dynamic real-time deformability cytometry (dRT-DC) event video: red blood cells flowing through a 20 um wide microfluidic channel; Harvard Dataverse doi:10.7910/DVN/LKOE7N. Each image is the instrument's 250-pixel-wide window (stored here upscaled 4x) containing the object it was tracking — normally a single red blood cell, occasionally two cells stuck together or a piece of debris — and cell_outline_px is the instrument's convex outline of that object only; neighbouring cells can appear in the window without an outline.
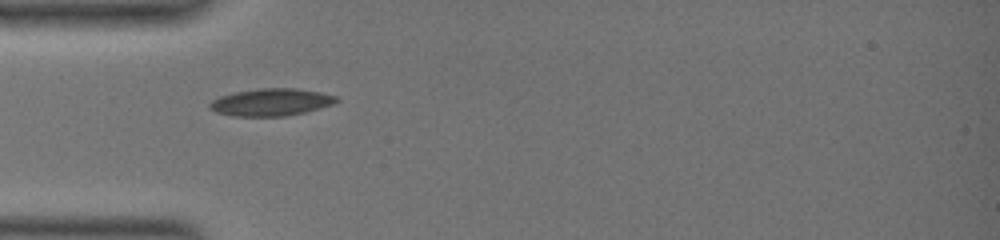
{"species": "common noctule bat (a hibernating species)", "species_latin": "Nyctalus noctula", "temperature_condition": "warm", "stored_images_in_passage": 9, "camera_frame_rate_fps": 3000, "um_per_image_px": 0.085, "animal": {"sex": "female", "body_mass_g": 19.0, "forearm_length_mm": 51.5}, "frame": {"image": 1, "passage_image": 1, "time_ms": 0.0, "image_size_px": [1000, 240], "cell_outline_px": [[340, 100], [332, 104], [304, 112], [284, 116], [232, 116], [216, 112], [208, 108], [208, 104], [212, 100], [220, 96], [236, 92], [260, 88], [296, 88], [320, 92], [340, 96]], "centroid_in_image_um": [23.04, 8.68], "position_along_channel_um": 62.0, "area_um2": 20.17}}